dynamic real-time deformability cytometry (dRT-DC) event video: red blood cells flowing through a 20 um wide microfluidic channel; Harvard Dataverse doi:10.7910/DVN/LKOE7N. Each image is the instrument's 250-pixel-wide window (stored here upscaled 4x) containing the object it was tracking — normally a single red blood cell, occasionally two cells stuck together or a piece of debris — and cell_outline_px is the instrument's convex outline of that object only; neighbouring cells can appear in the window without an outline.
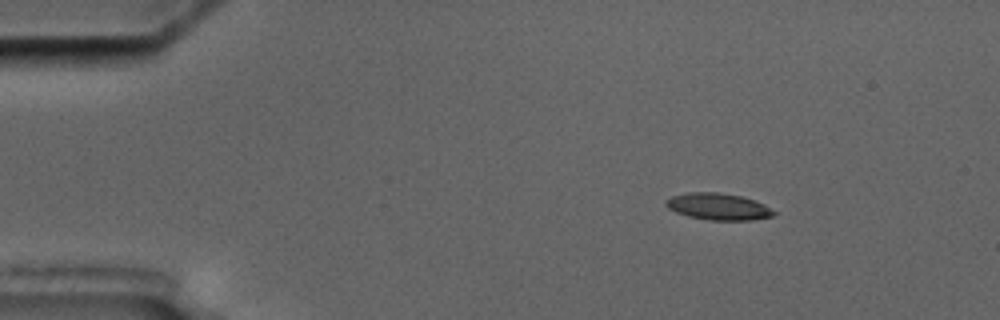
{"species": "common noctule bat (a hibernating species)", "species_latin": "Nyctalus noctula", "temperature_condition": "cold", "stored_images_in_passage": 9, "camera_frame_rate_fps": 3000, "um_per_image_px": 0.085, "animal": {"sex": "male", "body_mass_g": 17.5, "forearm_length_mm": 52.3}, "frame": {"image": 1, "passage_image": 1, "time_ms": 0.0, "image_size_px": [1000, 320], "cell_outline_px": [[776, 212], [772, 216], [752, 220], [712, 220], [688, 216], [676, 212], [668, 208], [664, 204], [664, 200], [672, 196], [688, 192], [716, 192], [740, 196], [764, 204]], "centroid_in_image_um": [61.01, 17.56], "position_along_channel_um": 24.0, "area_um2": 16.65}}
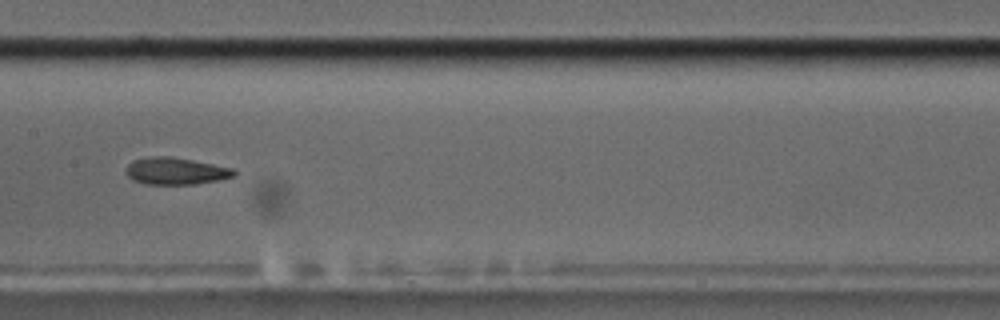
{"frame": {"image": 2, "passage_image": 7, "time_ms": 7.0, "image_size_px": [1000, 320], "cell_outline_px": [[236, 176], [196, 184], [144, 184], [132, 180], [128, 176], [128, 164], [132, 160], [148, 156], [172, 156], [232, 168], [236, 172]], "centroid_in_image_um": [14.92, 14.53], "position_along_channel_um": 192.5, "area_um2": 16.94}}
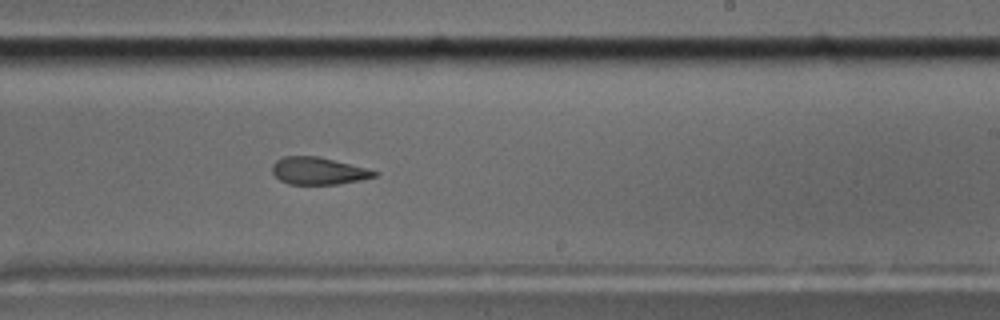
{"frame": {"image": 3, "passage_image": 9, "time_ms": 9.0, "image_size_px": [1000, 320], "cell_outline_px": [[380, 172], [376, 176], [360, 180], [336, 184], [288, 184], [280, 180], [272, 172], [272, 164], [276, 160], [284, 156], [316, 156]], "centroid_in_image_um": [27.01, 14.53], "position_along_channel_um": 262.0, "area_um2": 15.95}}